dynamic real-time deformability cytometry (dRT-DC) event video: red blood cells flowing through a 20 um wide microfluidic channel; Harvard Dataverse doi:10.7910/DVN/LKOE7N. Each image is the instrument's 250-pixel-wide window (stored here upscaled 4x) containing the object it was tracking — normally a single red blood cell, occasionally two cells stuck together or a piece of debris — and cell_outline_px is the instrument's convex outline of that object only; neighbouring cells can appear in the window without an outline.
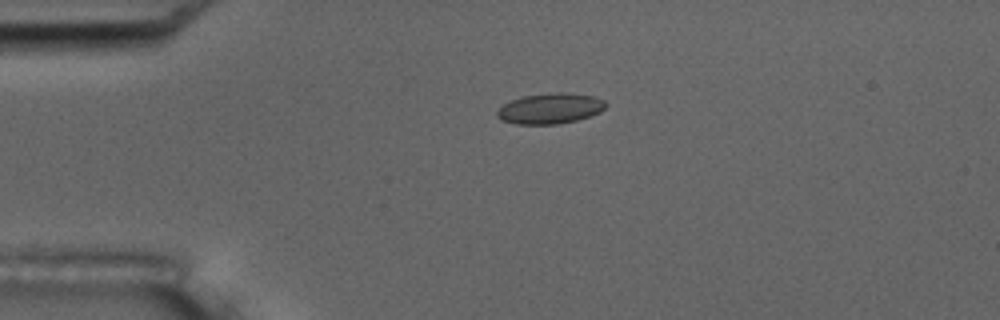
{"species": "common noctule bat (a hibernating species)", "species_latin": "Nyctalus noctula", "temperature_condition": "room temperature", "stored_images_in_passage": 2, "camera_frame_rate_fps": 3000, "um_per_image_px": 0.085, "animal": {"sex": "male", "body_mass_g": 17.5, "forearm_length_mm": 52.3}, "frame": {"image": 1, "passage_image": 1, "time_ms": 0.0, "image_size_px": [1000, 320], "cell_outline_px": [[608, 104], [600, 112], [576, 120], [556, 124], [516, 124], [500, 120], [496, 116], [496, 112], [504, 104], [512, 100], [524, 96], [560, 92], [564, 92], [596, 96], [604, 100]], "centroid_in_image_um": [46.77, 9.22], "position_along_channel_um": 38.2, "area_um2": 19.25}}